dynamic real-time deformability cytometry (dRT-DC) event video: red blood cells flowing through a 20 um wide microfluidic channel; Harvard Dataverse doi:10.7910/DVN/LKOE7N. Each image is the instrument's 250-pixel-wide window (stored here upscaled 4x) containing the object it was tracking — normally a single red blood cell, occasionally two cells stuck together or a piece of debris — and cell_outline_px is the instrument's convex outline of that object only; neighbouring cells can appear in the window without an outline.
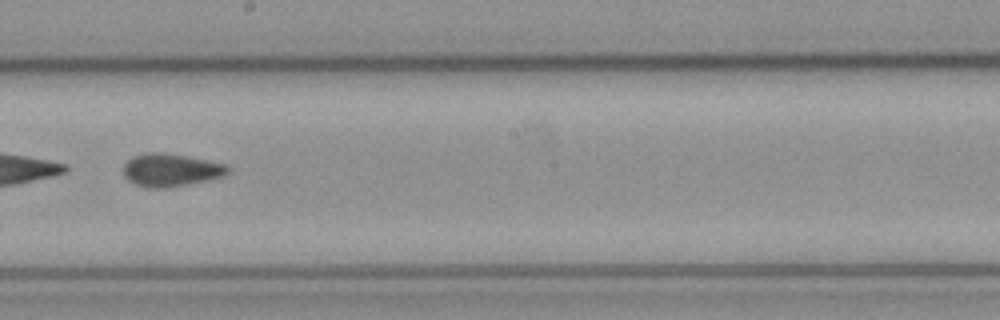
{"species": "common noctule bat (a hibernating species)", "species_latin": "Nyctalus noctula", "temperature_condition": "cold", "stored_images_in_passage": 39, "camera_frame_rate_fps": 3000, "um_per_image_px": 0.085, "animal": {"sex": "female", "body_mass_g": 21.9}, "frame": {"image": 1, "passage_image": 17, "time_ms": 5.333, "image_size_px": [1000, 320], "cell_outline_px": [[232, 168], [224, 176], [208, 180], [168, 188], [148, 188], [136, 184], [128, 180], [124, 176], [124, 164], [132, 156], [148, 152], [160, 152], [188, 156], [228, 164]], "centroid_in_image_um": [14.55, 14.45], "position_along_channel_um": 233.7, "area_um2": 20.23}, "authors_computed_cell_mechanics": {"area_um2": 19.8832, "velocity_mm_per_s": 3.8858, "shape_relaxation_time_tau1_ms": null, "shape_relaxation_time_tau2_ms": 1.8873, "deformation_change_tau1": null, "deformation_change_tau2": 0.083}}